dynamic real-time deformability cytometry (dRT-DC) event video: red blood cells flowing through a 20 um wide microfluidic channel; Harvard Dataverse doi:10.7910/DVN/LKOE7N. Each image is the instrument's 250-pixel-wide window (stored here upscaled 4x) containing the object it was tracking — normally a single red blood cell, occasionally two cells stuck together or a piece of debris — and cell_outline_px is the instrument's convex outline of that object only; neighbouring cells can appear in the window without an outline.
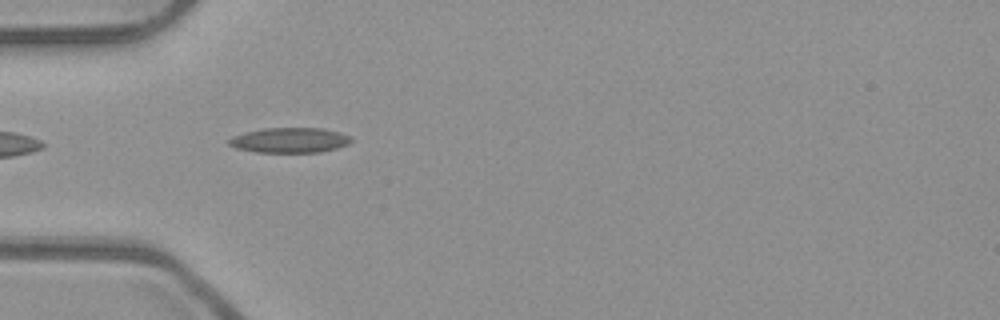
{"species": "common noctule bat (a hibernating species)", "species_latin": "Nyctalus noctula", "temperature_condition": "room temperature", "stored_images_in_passage": 37, "camera_frame_rate_fps": 3000, "um_per_image_px": 0.085, "animal": {"sex": "male", "body_mass_g": 23.1, "forearm_length_mm": 52.7}, "frame": {"image": 1, "passage_image": 1, "time_ms": 0.0, "image_size_px": [1000, 320], "cell_outline_px": [[352, 140], [348, 144], [336, 148], [320, 152], [256, 152], [236, 148], [228, 144], [228, 140], [232, 136], [244, 132], [264, 128], [324, 128], [340, 132], [352, 136]], "centroid_in_image_um": [24.63, 11.91], "position_along_channel_um": 60.4, "area_um2": 17.98}}
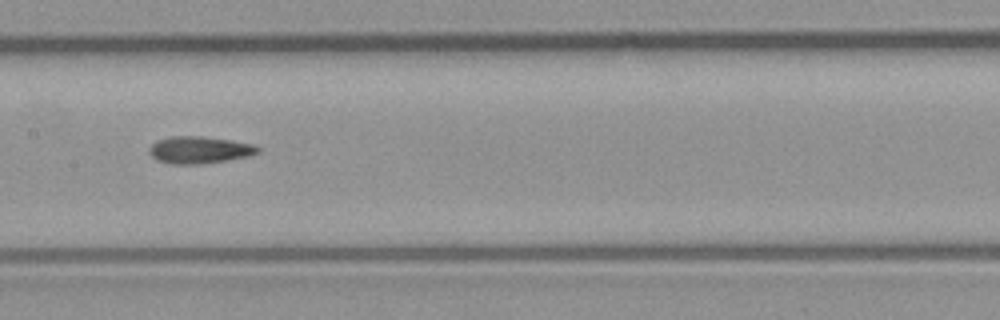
{"frame": {"image": 2, "passage_image": 11, "time_ms": 3.333, "image_size_px": [1000, 320], "cell_outline_px": [[260, 152], [248, 156], [228, 160], [200, 164], [172, 164], [156, 160], [148, 152], [148, 148], [156, 140], [172, 136], [204, 136], [232, 140], [252, 144], [260, 148]], "centroid_in_image_um": [16.93, 12.74], "position_along_channel_um": 190.5, "area_um2": 17.28}}
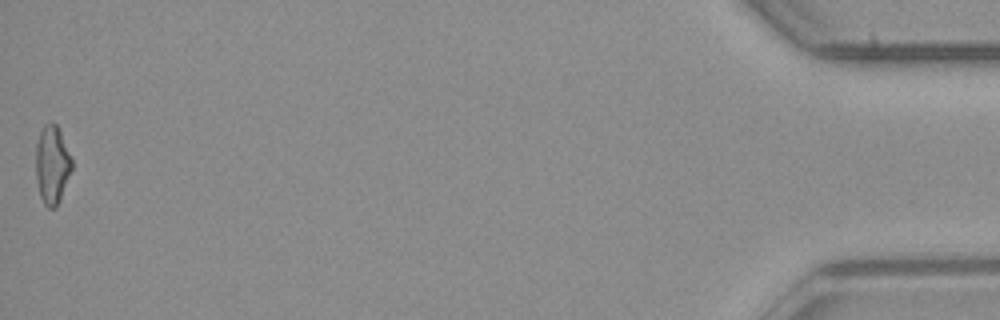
{"frame": {"image": 3, "passage_image": 37, "time_ms": 12.0, "image_size_px": [1000, 320], "cell_outline_px": [[72, 168], [60, 200], [56, 208], [48, 208], [44, 204], [40, 196], [36, 176], [36, 144], [40, 132], [44, 124], [56, 124], [60, 132], [72, 160]], "centroid_in_image_um": [4.42, 14.04], "position_along_channel_um": 430.8, "area_um2": 16.18}, "authors_computed_cell_mechanics": {"area_um2": 16.473, "velocity_mm_per_s": 3.9562, "shape_relaxation_time_tau1_ms": null, "shape_relaxation_time_tau2_ms": 6.8049, "deformation_change_tau1": null, "deformation_change_tau2": 0.1709}}